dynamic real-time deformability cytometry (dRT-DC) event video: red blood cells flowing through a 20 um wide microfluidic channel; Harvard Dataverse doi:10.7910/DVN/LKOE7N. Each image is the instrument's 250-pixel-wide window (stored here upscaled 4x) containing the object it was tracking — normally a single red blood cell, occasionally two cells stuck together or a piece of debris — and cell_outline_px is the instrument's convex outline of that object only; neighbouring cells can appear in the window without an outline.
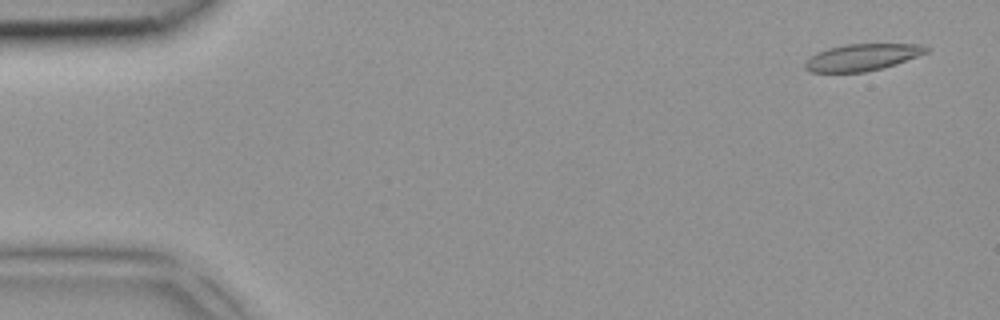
{"species": "common noctule bat (a hibernating species)", "species_latin": "Nyctalus noctula", "temperature_condition": "room temperature", "stored_images_in_passage": 3, "camera_frame_rate_fps": 3000, "um_per_image_px": 0.085, "animal": {"sex": "female", "body_mass_g": 18.4}, "frame": {"image": 1, "passage_image": 1, "time_ms": 0.0, "image_size_px": [1000, 320], "cell_outline_px": [[932, 48], [928, 52], [896, 64], [864, 72], [808, 72], [804, 68], [804, 64], [816, 52], [828, 48], [844, 44], [920, 44]], "centroid_in_image_um": [73.29, 4.86], "position_along_channel_um": 11.7, "area_um2": 18.9}}